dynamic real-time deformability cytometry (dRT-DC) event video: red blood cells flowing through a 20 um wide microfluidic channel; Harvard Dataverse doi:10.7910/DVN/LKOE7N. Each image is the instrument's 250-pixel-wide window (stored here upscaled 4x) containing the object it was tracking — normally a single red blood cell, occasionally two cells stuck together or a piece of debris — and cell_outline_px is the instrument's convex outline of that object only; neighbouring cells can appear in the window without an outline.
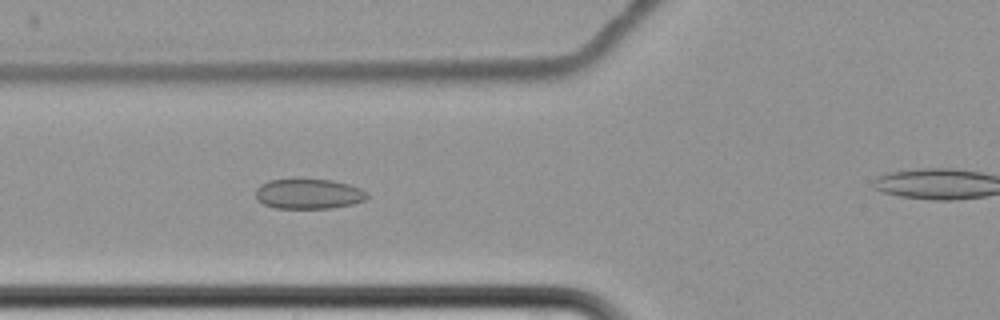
{"species": "common noctule bat (a hibernating species)", "species_latin": "Nyctalus noctula", "temperature_condition": "cold", "stored_images_in_passage": 8, "camera_frame_rate_fps": 3000, "um_per_image_px": 0.085, "animal": {"sex": "female", "body_mass_g": 22.7, "forearm_length_mm": 54.2}, "frame": {"image": 1, "passage_image": 7, "time_ms": 8.667, "image_size_px": [1000, 320], "cell_outline_px": [[368, 196], [364, 200], [352, 204], [332, 208], [276, 208], [264, 204], [256, 200], [256, 188], [260, 184], [268, 180], [332, 180], [348, 184], [360, 188], [368, 192]], "centroid_in_image_um": [26.22, 16.49], "position_along_channel_um": 99.6, "area_um2": 19.42}}